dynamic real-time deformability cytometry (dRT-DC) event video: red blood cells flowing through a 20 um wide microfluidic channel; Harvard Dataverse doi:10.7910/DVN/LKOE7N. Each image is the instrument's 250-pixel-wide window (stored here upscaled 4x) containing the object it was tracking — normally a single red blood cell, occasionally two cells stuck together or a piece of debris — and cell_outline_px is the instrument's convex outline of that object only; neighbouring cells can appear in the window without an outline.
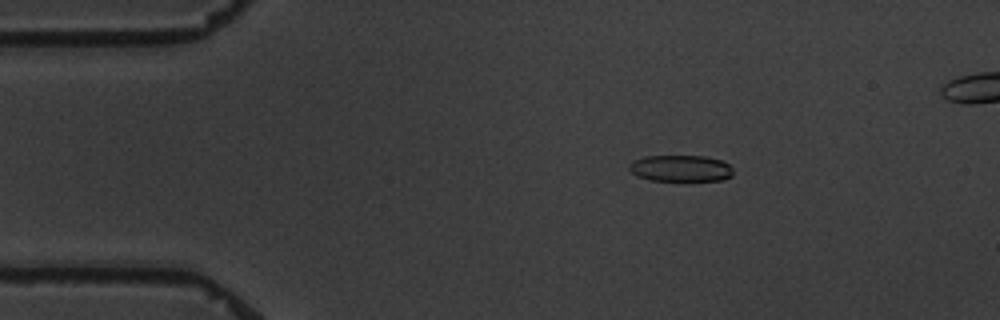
{"species": "common noctule bat (a hibernating species)", "species_latin": "Nyctalus noctula", "temperature_condition": "warm", "stored_images_in_passage": 4, "camera_frame_rate_fps": 3000, "um_per_image_px": 0.085, "animal": {"sex": "male", "body_mass_g": 19.5, "forearm_length_mm": 54.6}, "frame": {"image": 1, "passage_image": 2, "time_ms": 1.333, "image_size_px": [1000, 320], "cell_outline_px": [[732, 176], [724, 180], [680, 184], [652, 180], [636, 176], [628, 168], [628, 164], [632, 160], [644, 156], [704, 156], [720, 160], [728, 164], [732, 168]], "centroid_in_image_um": [57.85, 14.37], "position_along_channel_um": 27.2, "area_um2": 17.05}}